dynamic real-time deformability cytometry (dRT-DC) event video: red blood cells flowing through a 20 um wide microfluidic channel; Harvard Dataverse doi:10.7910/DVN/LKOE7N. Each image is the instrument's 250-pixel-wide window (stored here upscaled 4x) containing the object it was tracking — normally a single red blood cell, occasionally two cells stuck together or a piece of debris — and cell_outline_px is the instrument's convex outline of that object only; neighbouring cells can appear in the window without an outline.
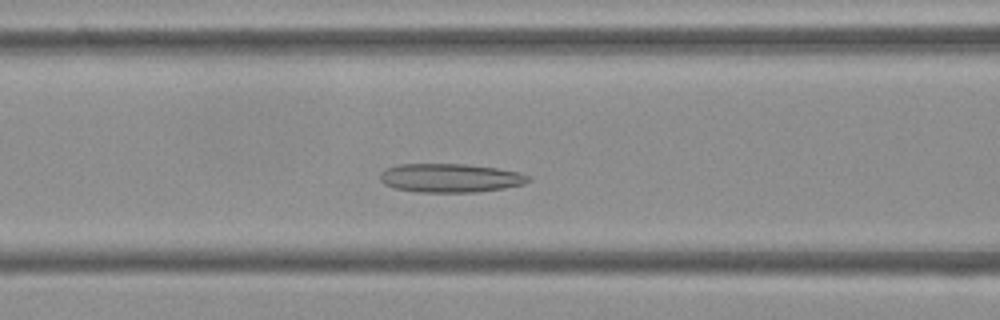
{"species": "Egyptian fruit bat (a non-hibernating species)", "species_latin": "Rousettus aegyptiacus", "temperature_condition": "cold", "stored_images_in_passage": 48, "camera_frame_rate_fps": 3000, "um_per_image_px": 0.085, "frame": {"image": 1, "passage_image": 16, "time_ms": 5.0, "image_size_px": [1000, 320], "cell_outline_px": [[532, 180], [524, 184], [504, 188], [476, 192], [420, 192], [396, 188], [384, 184], [380, 180], [380, 172], [388, 168], [400, 164], [464, 164], [496, 168], [520, 172], [532, 176]], "centroid_in_image_um": [38.32, 15.12], "position_along_channel_um": 128.3, "area_um2": 24.85}}
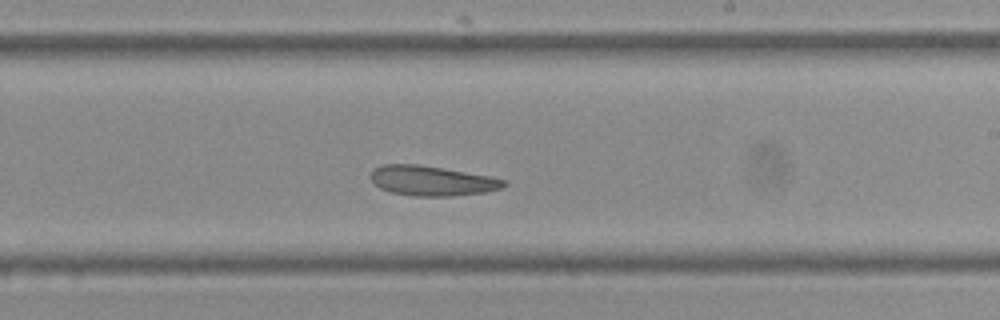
{"frame": {"image": 2, "passage_image": 26, "time_ms": 8.333, "image_size_px": [1000, 320], "cell_outline_px": [[508, 184], [500, 188], [484, 192], [452, 196], [412, 196], [392, 192], [380, 188], [368, 176], [372, 168], [380, 164], [416, 164], [444, 168], [492, 176], [508, 180]], "centroid_in_image_um": [36.7, 15.35], "position_along_channel_um": 252.3, "area_um2": 23.47}}
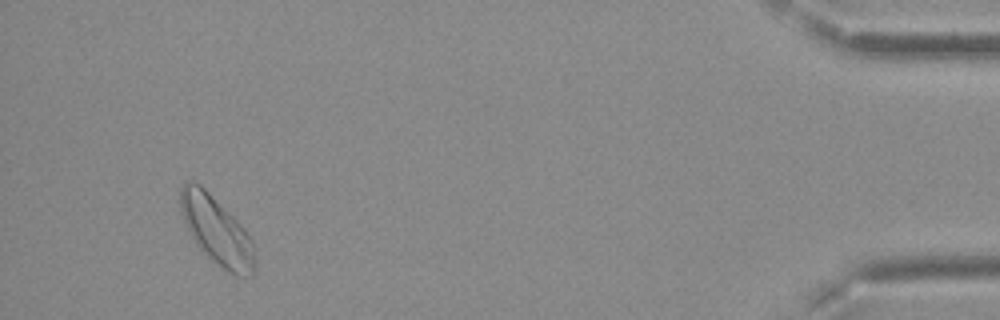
{"frame": {"image": 3, "passage_image": 45, "time_ms": 14.667, "image_size_px": [1000, 320], "cell_outline_px": [[256, 268], [252, 276], [236, 276], [228, 272], [212, 260], [196, 244], [180, 212], [180, 188], [184, 184], [200, 184], [240, 224], [252, 240], [256, 264]], "centroid_in_image_um": [18.44, 19.66], "position_along_channel_um": 416.8, "area_um2": 28.84}, "authors_computed_cell_mechanics": {"area_um2": 25.2586, "velocity_mm_per_s": 3.7256, "shape_relaxation_time_tau1_ms": null, "shape_relaxation_time_tau2_ms": 7.7839, "deformation_change_tau1": null, "deformation_change_tau2": 0.1503}}